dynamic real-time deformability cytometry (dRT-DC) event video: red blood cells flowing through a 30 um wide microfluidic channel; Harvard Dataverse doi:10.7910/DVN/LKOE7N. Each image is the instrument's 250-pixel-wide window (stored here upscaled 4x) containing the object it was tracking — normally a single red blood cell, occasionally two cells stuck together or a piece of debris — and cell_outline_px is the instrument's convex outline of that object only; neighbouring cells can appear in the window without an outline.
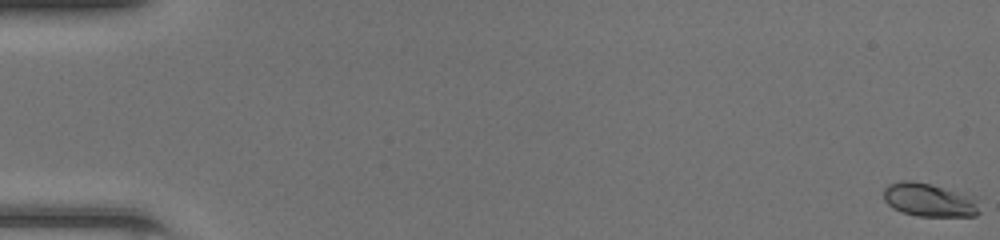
{"species": "common noctule bat (a hibernating species)", "species_latin": "Nyctalus noctula", "temperature_condition": "room temperature", "stored_images_in_passage": 50, "camera_frame_rate_fps": 3000, "um_per_image_px": 0.085, "animal": {"sex": "female", "body_mass_g": 20.0, "forearm_length_mm": 54.0}, "frame": {"image": 1, "passage_image": 1, "time_ms": 0.0, "image_size_px": [1000, 240], "cell_outline_px": [[980, 212], [976, 216], [916, 216], [900, 212], [892, 208], [884, 200], [884, 188], [888, 184], [900, 180], [912, 180], [932, 184], [976, 196]], "centroid_in_image_um": [78.99, 16.99], "position_along_channel_um": 6.0, "area_um2": 19.13}}
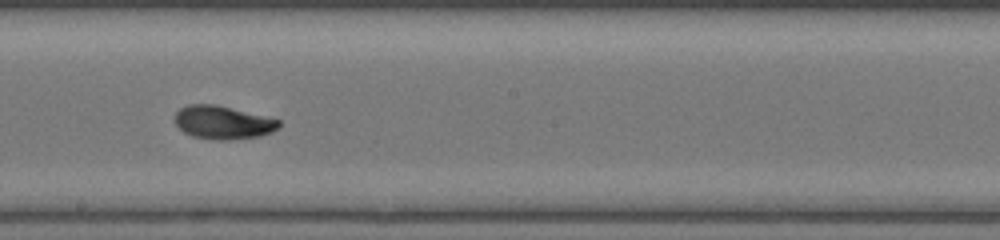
{"frame": {"image": 2, "passage_image": 29, "time_ms": 9.333, "image_size_px": [1000, 240], "cell_outline_px": [[280, 128], [272, 132], [260, 136], [228, 140], [220, 140], [192, 136], [184, 132], [172, 120], [176, 112], [180, 108], [188, 104], [212, 104], [280, 120]], "centroid_in_image_um": [18.91, 10.42], "position_along_channel_um": 229.3, "area_um2": 20.0}}
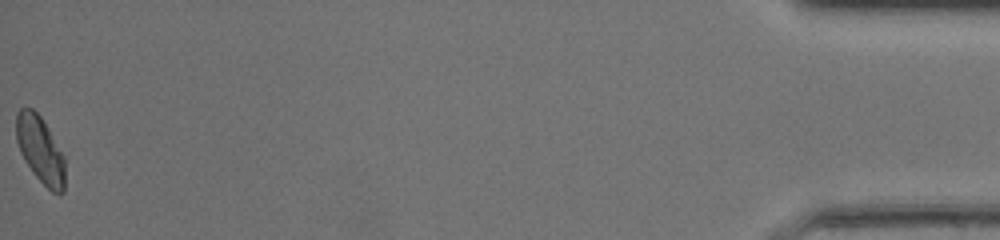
{"frame": {"image": 3, "passage_image": 50, "time_ms": 16.333, "image_size_px": [1000, 240], "cell_outline_px": [[64, 192], [52, 192], [32, 172], [24, 160], [20, 152], [16, 140], [16, 112], [20, 108], [32, 108], [40, 116], [48, 128], [64, 156]], "centroid_in_image_um": [3.4, 12.7], "position_along_channel_um": 431.8, "area_um2": 18.79}, "authors_computed_cell_mechanics": {"area_um2": 19.0162, "velocity_mm_per_s": 4.3006, "shape_relaxation_time_tau1_ms": 2.9099, "shape_relaxation_time_tau2_ms": 0.9522, "deformation_change_tau1": 0.1611, "deformation_change_tau2": 0.0512}}